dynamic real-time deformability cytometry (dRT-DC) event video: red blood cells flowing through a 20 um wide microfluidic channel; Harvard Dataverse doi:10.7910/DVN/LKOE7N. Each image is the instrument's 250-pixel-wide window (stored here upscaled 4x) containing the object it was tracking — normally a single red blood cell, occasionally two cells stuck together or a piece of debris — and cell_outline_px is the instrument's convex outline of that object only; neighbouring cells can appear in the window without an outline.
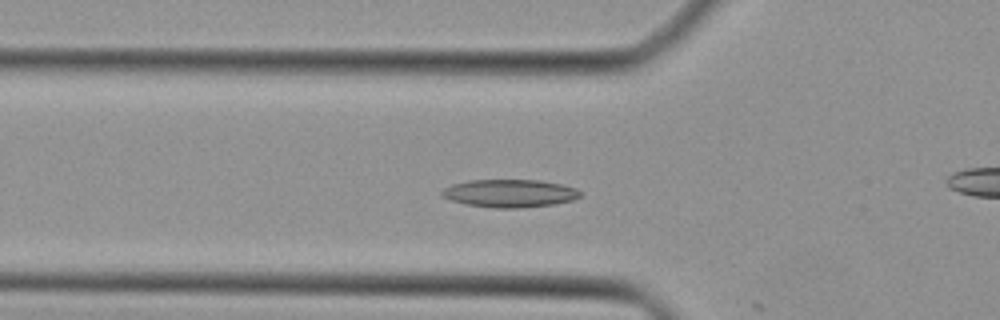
{"species": "Egyptian fruit bat (a non-hibernating species)", "species_latin": "Rousettus aegyptiacus", "temperature_condition": "cold", "stored_images_in_passage": 14, "camera_frame_rate_fps": 3000, "um_per_image_px": 0.085, "animal": {"sex": "female"}, "frame": {"image": 1, "passage_image": 13, "time_ms": 4.0, "image_size_px": [1000, 320], "cell_outline_px": [[580, 196], [572, 200], [552, 204], [516, 208], [492, 208], [468, 204], [452, 200], [444, 196], [440, 192], [444, 188], [452, 184], [468, 180], [540, 180], [560, 184], [576, 188], [580, 192]], "centroid_in_image_um": [43.32, 16.42], "position_along_channel_um": 82.5, "area_um2": 22.2}}